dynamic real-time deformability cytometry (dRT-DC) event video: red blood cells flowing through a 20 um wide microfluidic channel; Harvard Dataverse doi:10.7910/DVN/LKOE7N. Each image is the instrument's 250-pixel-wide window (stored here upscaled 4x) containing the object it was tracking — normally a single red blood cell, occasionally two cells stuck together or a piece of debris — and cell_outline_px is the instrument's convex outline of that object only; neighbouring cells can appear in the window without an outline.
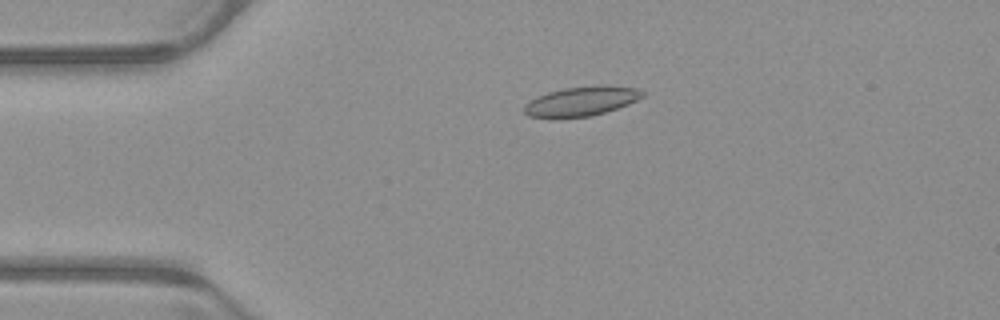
{"species": "common noctule bat (a hibernating species)", "species_latin": "Nyctalus noctula", "temperature_condition": "warm", "stored_images_in_passage": 12, "camera_frame_rate_fps": 3000, "um_per_image_px": 0.085, "animal": {"sex": "male", "body_mass_g": 23.1, "forearm_length_mm": 52.7}, "frame": {"image": 1, "passage_image": 12, "time_ms": 3.667, "image_size_px": [1000, 320], "cell_outline_px": [[644, 96], [628, 104], [592, 116], [552, 120], [548, 120], [528, 116], [524, 112], [524, 104], [548, 92], [564, 88], [600, 84], [604, 84], [636, 88], [644, 92]], "centroid_in_image_um": [49.38, 8.63], "position_along_channel_um": 35.6, "area_um2": 20.81}}